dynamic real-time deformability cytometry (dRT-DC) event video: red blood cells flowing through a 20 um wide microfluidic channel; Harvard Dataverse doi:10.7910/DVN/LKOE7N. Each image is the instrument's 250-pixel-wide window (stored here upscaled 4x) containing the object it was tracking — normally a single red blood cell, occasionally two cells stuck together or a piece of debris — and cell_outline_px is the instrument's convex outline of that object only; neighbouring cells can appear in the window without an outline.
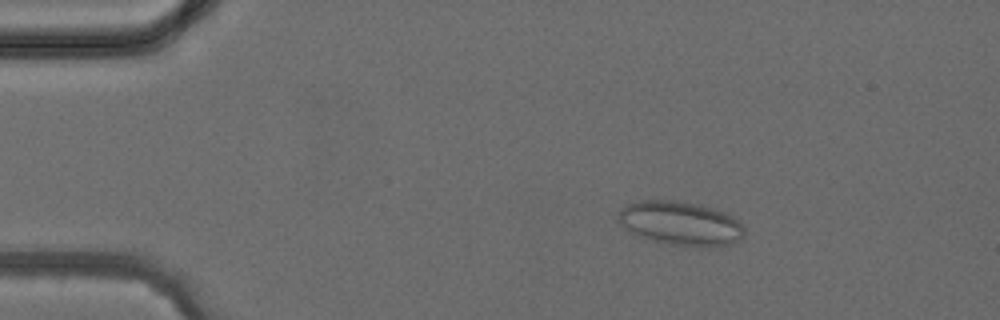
{"species": "common noctule bat (a hibernating species)", "species_latin": "Nyctalus noctula", "temperature_condition": "cold", "stored_images_in_passage": 6, "camera_frame_rate_fps": 3000, "um_per_image_px": 0.085, "animal": {"sex": "female", "body_mass_g": 24.6, "forearm_length_mm": 56.2}, "frame": {"image": 1, "passage_image": 3, "time_ms": 2.333, "image_size_px": [1000, 320], "cell_outline_px": [[744, 236], [740, 240], [732, 244], [716, 248], [704, 248], [668, 244], [652, 240], [640, 236], [616, 220], [616, 216], [620, 208], [628, 204], [640, 200], [684, 200], [716, 208], [732, 216], [744, 228]], "centroid_in_image_um": [57.89, 18.98], "position_along_channel_um": 27.1, "area_um2": 32.89}}
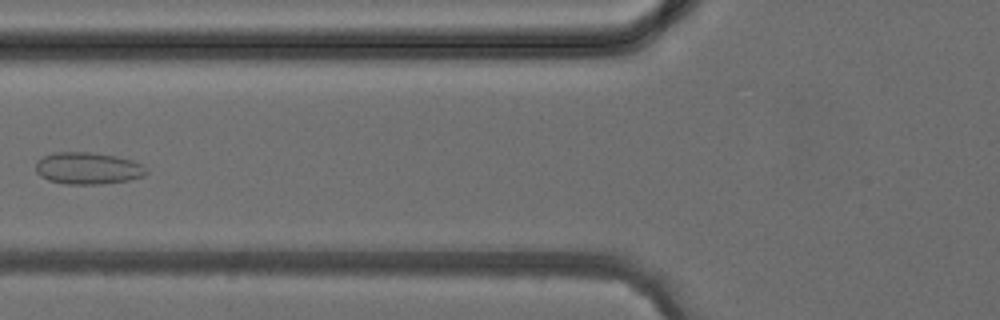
{"frame": {"image": 2, "passage_image": 6, "time_ms": 5.667, "image_size_px": [1000, 320], "cell_outline_px": [[148, 172], [144, 176], [128, 180], [100, 184], [68, 184], [48, 180], [40, 176], [36, 172], [36, 164], [44, 156], [56, 152], [88, 152], [116, 156], [132, 160], [140, 164]], "centroid_in_image_um": [7.46, 14.31], "position_along_channel_um": 118.3, "area_um2": 20.35}}